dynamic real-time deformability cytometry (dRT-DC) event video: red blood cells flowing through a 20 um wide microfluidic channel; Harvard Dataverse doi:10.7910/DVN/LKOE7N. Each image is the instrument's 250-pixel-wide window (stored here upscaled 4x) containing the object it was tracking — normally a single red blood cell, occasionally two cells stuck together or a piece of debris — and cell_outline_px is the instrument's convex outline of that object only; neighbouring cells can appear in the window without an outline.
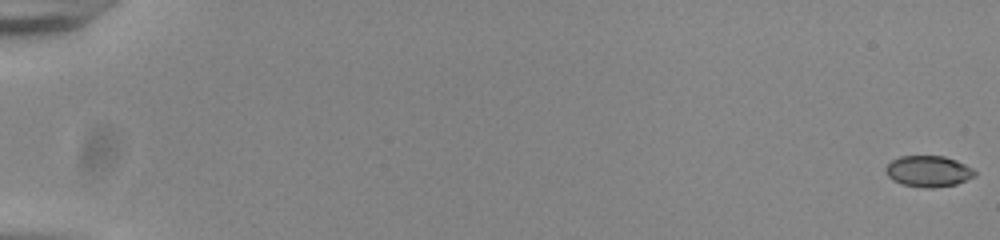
{"species": "common noctule bat (a hibernating species)", "species_latin": "Nyctalus noctula", "temperature_condition": "room temperature", "stored_images_in_passage": 56, "camera_frame_rate_fps": 3000, "um_per_image_px": 0.085, "animal": {"sex": "male", "body_mass_g": 20.0, "forearm_length_mm": 53.3}, "frame": {"image": 1, "passage_image": 1, "time_ms": 0.0, "image_size_px": [1000, 240], "cell_outline_px": [[976, 176], [956, 184], [932, 188], [924, 188], [900, 184], [892, 180], [884, 172], [884, 168], [892, 160], [900, 156], [944, 156], [956, 160], [972, 168], [976, 172]], "centroid_in_image_um": [78.89, 14.56], "position_along_channel_um": 6.1, "area_um2": 16.3}}
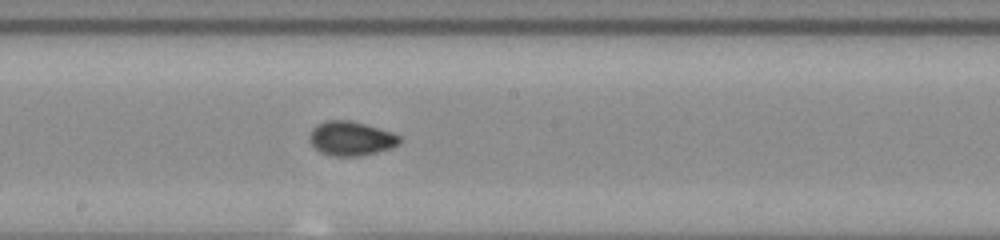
{"frame": {"image": 2, "passage_image": 33, "time_ms": 10.667, "image_size_px": [1000, 240], "cell_outline_px": [[400, 144], [392, 148], [360, 156], [332, 156], [320, 152], [312, 144], [308, 136], [312, 128], [316, 124], [324, 120], [348, 120], [364, 124], [392, 132], [400, 136]], "centroid_in_image_um": [29.82, 11.77], "position_along_channel_um": 218.4, "area_um2": 18.03}}
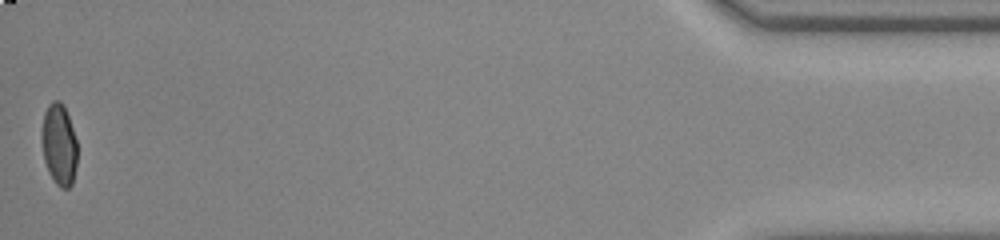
{"frame": {"image": 3, "passage_image": 56, "time_ms": 18.333, "image_size_px": [1000, 240], "cell_outline_px": [[76, 164], [72, 184], [68, 188], [60, 188], [56, 184], [48, 172], [44, 160], [40, 136], [40, 132], [44, 112], [48, 104], [52, 100], [60, 100], [64, 104], [76, 140]], "centroid_in_image_um": [4.98, 12.26], "position_along_channel_um": 430.2, "area_um2": 17.11}, "authors_computed_cell_mechanics": {"area_um2": 17.2244, "velocity_mm_per_s": 3.8448, "shape_relaxation_time_tau1_ms": null, "shape_relaxation_time_tau2_ms": 0.9252, "deformation_change_tau1": null, "deformation_change_tau2": 0.0414}}